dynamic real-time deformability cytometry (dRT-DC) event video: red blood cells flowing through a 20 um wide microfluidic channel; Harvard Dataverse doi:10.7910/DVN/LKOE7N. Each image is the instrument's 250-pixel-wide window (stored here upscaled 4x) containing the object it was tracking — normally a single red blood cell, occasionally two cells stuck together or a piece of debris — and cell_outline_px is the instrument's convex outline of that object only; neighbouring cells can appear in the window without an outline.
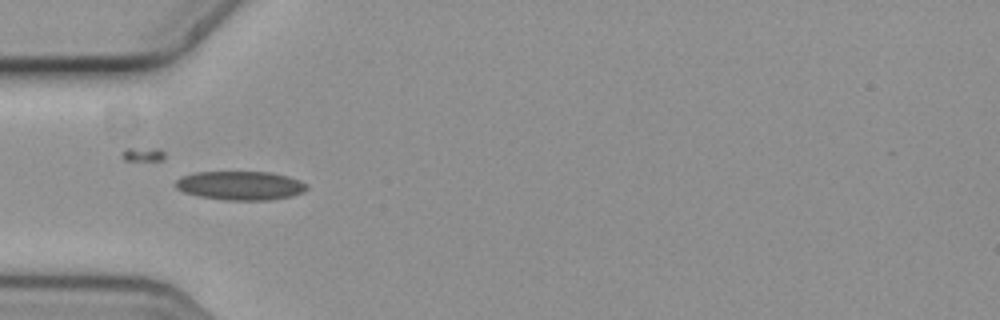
{"species": "common noctule bat (a hibernating species)", "species_latin": "Nyctalus noctula", "temperature_condition": "cold", "stored_images_in_passage": 55, "camera_frame_rate_fps": 3000, "um_per_image_px": 0.085, "animal": {"sex": "female", "body_mass_g": 19.3, "forearm_length_mm": 54.1}, "frame": {"image": 1, "passage_image": 18, "time_ms": 5.667, "image_size_px": [1000, 320], "cell_outline_px": [[308, 188], [304, 192], [292, 196], [272, 200], [224, 200], [200, 196], [184, 192], [176, 188], [176, 180], [184, 176], [196, 172], [268, 172], [288, 176], [300, 180], [308, 184]], "centroid_in_image_um": [20.49, 15.78], "position_along_channel_um": 64.5, "area_um2": 22.08}}
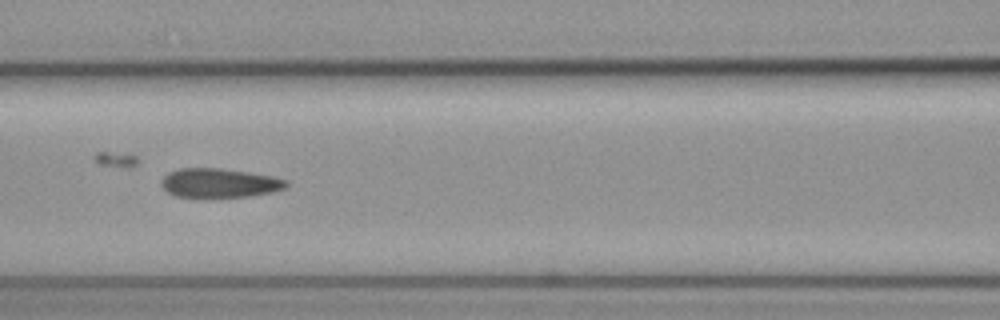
{"frame": {"image": 2, "passage_image": 25, "time_ms": 8.0, "image_size_px": [1000, 320], "cell_outline_px": [[288, 188], [272, 192], [248, 196], [200, 200], [196, 200], [176, 196], [168, 192], [160, 184], [164, 176], [168, 172], [180, 168], [220, 168], [248, 172], [272, 176], [288, 180]], "centroid_in_image_um": [18.63, 15.6], "position_along_channel_um": 148.0, "area_um2": 22.08}}
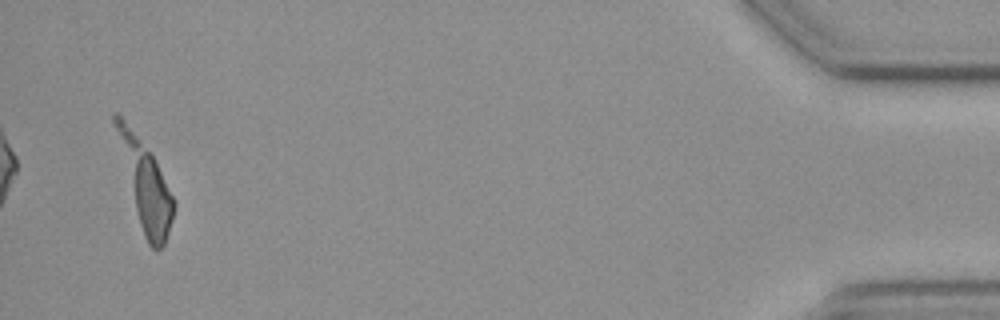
{"frame": {"image": 3, "passage_image": 55, "time_ms": 18.0, "image_size_px": [1000, 320], "cell_outline_px": [[176, 204], [172, 220], [164, 244], [160, 248], [152, 248], [148, 244], [144, 236], [136, 212], [112, 124], [112, 112], [116, 112], [124, 120], [152, 156]], "centroid_in_image_um": [12.32, 15.73], "position_along_channel_um": 422.9, "area_um2": 28.03}, "authors_computed_cell_mechanics": {"area_um2": 21.5594, "velocity_mm_per_s": 3.6077, "shape_relaxation_time_tau1_ms": null, "shape_relaxation_time_tau2_ms": 3.1308, "deformation_change_tau1": null, "deformation_change_tau2": 0.1072}}